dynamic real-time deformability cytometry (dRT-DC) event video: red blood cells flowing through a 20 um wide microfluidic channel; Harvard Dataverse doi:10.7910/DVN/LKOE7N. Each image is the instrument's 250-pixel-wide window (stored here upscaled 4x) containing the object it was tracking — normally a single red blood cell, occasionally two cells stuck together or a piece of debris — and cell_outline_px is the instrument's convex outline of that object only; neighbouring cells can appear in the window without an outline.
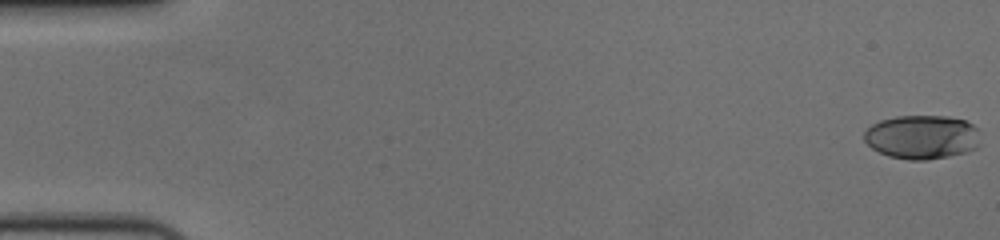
{"species": "human", "species_latin": "Homo sapiens", "temperature_condition": "cold", "stored_images_in_passage": 58, "camera_frame_rate_fps": 3000, "um_per_image_px": 0.085, "donor": {"sex": "female"}, "frame": {"image": 1, "passage_image": 1, "time_ms": 0.0, "image_size_px": [1000, 240], "cell_outline_px": [[980, 144], [976, 148], [964, 152], [948, 156], [924, 160], [908, 160], [888, 156], [872, 148], [864, 140], [864, 132], [872, 124], [880, 120], [896, 116], [948, 116], [964, 120], [972, 124], [976, 128]], "centroid_in_image_um": [78.35, 11.64], "position_along_channel_um": 6.6, "area_um2": 29.71}}
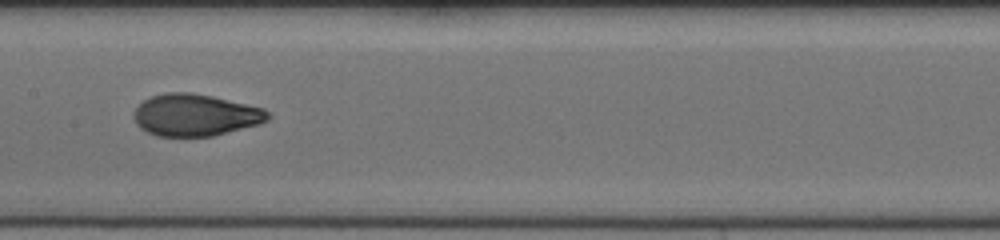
{"frame": {"image": 2, "passage_image": 30, "time_ms": 9.667, "image_size_px": [1000, 240], "cell_outline_px": [[272, 116], [268, 120], [260, 124], [212, 136], [156, 136], [140, 128], [136, 124], [132, 116], [136, 108], [144, 100], [152, 96], [164, 92], [192, 92], [212, 96], [264, 108]], "centroid_in_image_um": [16.6, 9.77], "position_along_channel_um": 190.8, "area_um2": 32.89}}
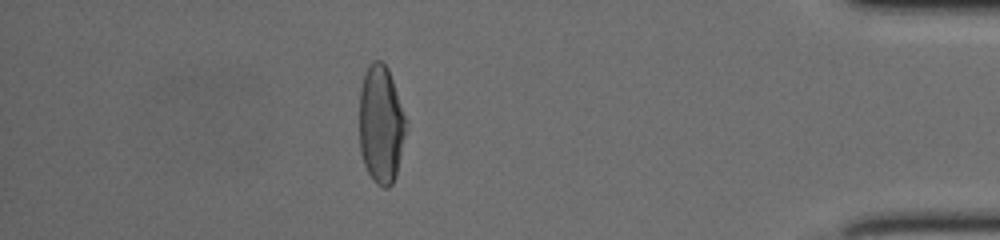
{"frame": {"image": 3, "passage_image": 51, "time_ms": 16.667, "image_size_px": [1000, 240], "cell_outline_px": [[404, 136], [396, 176], [392, 184], [388, 188], [384, 188], [376, 184], [372, 180], [364, 164], [360, 152], [360, 88], [364, 72], [368, 64], [372, 60], [380, 60], [388, 68], [404, 116]], "centroid_in_image_um": [32.34, 10.58], "position_along_channel_um": 402.9, "area_um2": 31.67}, "authors_computed_cell_mechanics": {"area_um2": 32.3391, "velocity_mm_per_s": 3.6578, "shape_relaxation_time_tau1_ms": 5.8594, "shape_relaxation_time_tau2_ms": 0.8669, "deformation_change_tau1": 0.2341, "deformation_change_tau2": 0.0519}}